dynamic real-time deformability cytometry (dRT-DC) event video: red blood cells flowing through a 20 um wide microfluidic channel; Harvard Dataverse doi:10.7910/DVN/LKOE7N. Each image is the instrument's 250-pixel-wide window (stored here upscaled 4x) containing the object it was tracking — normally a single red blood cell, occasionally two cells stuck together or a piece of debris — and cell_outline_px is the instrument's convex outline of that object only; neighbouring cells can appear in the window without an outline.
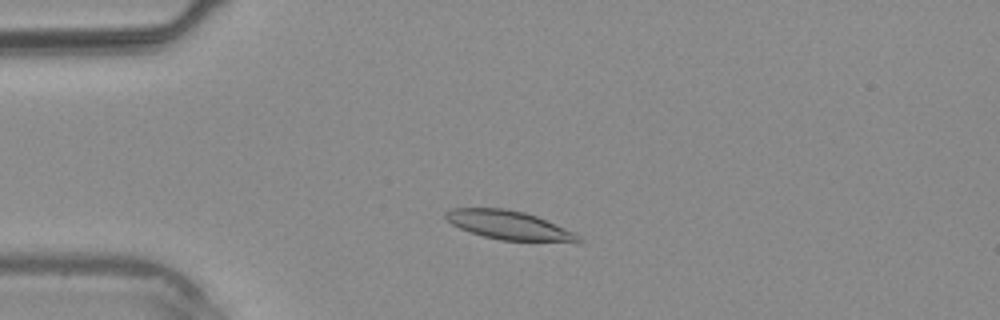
{"species": "common noctule bat (a hibernating species)", "species_latin": "Nyctalus noctula", "temperature_condition": "warm", "stored_images_in_passage": 37, "camera_frame_rate_fps": 3000, "um_per_image_px": 0.085, "animal": {"sex": "male", "body_mass_g": 20.4}, "frame": {"image": 1, "passage_image": 7, "time_ms": 2.0, "image_size_px": [1000, 320], "cell_outline_px": [[584, 240], [500, 240], [484, 236], [460, 228], [444, 220], [444, 212], [452, 208], [504, 208], [524, 212], [536, 216], [576, 232]], "centroid_in_image_um": [43.16, 19.1], "position_along_channel_um": 41.8, "area_um2": 21.73}}
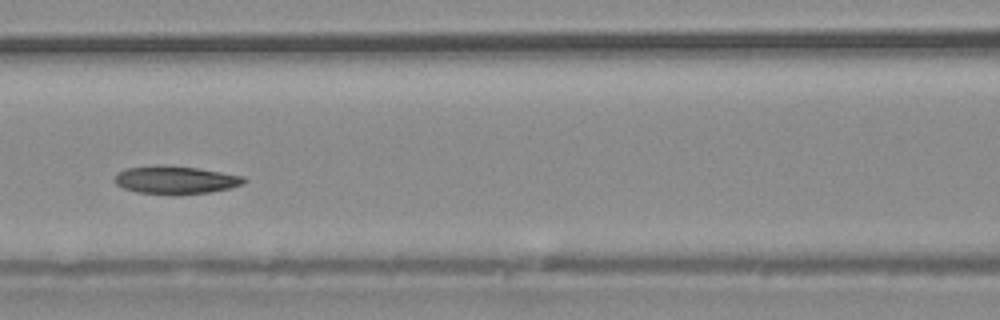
{"frame": {"image": 2, "passage_image": 15, "time_ms": 4.667, "image_size_px": [1000, 320], "cell_outline_px": [[248, 180], [244, 184], [228, 188], [208, 192], [136, 192], [124, 188], [116, 184], [112, 180], [116, 172], [124, 168], [156, 164], [196, 168], [244, 176]], "centroid_in_image_um": [14.86, 15.24], "position_along_channel_um": 151.7, "area_um2": 20.52}}
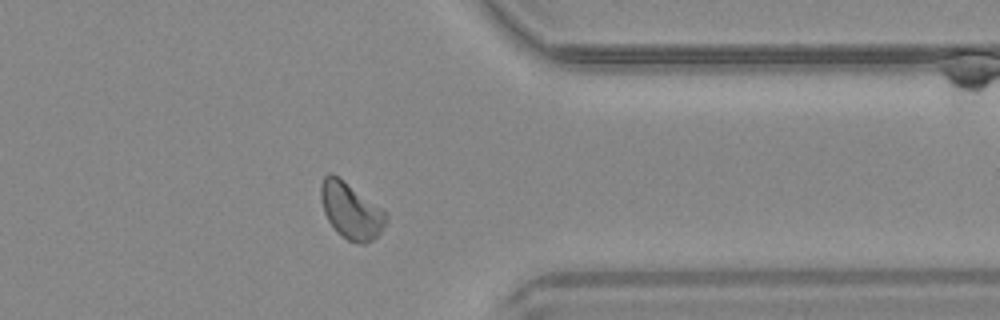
{"frame": {"image": 3, "passage_image": 29, "time_ms": 9.333, "image_size_px": [1000, 320], "cell_outline_px": [[388, 220], [380, 232], [372, 240], [364, 244], [360, 244], [348, 240], [328, 220], [324, 212], [320, 196], [320, 184], [324, 176], [328, 172], [332, 172], [388, 212]], "centroid_in_image_um": [29.84, 17.87], "position_along_channel_um": 381.6, "area_um2": 21.21}}